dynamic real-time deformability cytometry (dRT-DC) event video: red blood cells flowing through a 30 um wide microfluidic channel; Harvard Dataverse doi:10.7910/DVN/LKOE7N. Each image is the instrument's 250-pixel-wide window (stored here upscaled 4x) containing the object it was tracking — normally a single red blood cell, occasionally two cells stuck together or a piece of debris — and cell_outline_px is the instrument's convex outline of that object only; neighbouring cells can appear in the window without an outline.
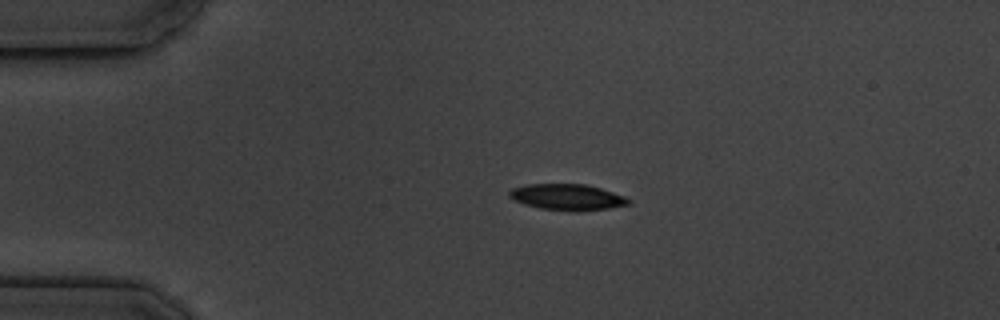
{"species": "common noctule bat (a hibernating species)", "species_latin": "Nyctalus noctula", "temperature_condition": "cold", "stored_images_in_passage": 2, "camera_frame_rate_fps": 3000, "um_per_image_px": 0.085, "animal": {"sex": "male", "body_mass_g": 19.5, "forearm_length_mm": 54.6}, "frame": {"image": 1, "passage_image": 1, "time_ms": 0.0, "image_size_px": [1000, 320], "cell_outline_px": [[632, 200], [628, 204], [608, 208], [540, 208], [524, 204], [508, 196], [508, 192], [512, 188], [528, 184], [588, 184], [624, 196]], "centroid_in_image_um": [48.18, 16.69], "position_along_channel_um": 36.8, "area_um2": 17.11}}